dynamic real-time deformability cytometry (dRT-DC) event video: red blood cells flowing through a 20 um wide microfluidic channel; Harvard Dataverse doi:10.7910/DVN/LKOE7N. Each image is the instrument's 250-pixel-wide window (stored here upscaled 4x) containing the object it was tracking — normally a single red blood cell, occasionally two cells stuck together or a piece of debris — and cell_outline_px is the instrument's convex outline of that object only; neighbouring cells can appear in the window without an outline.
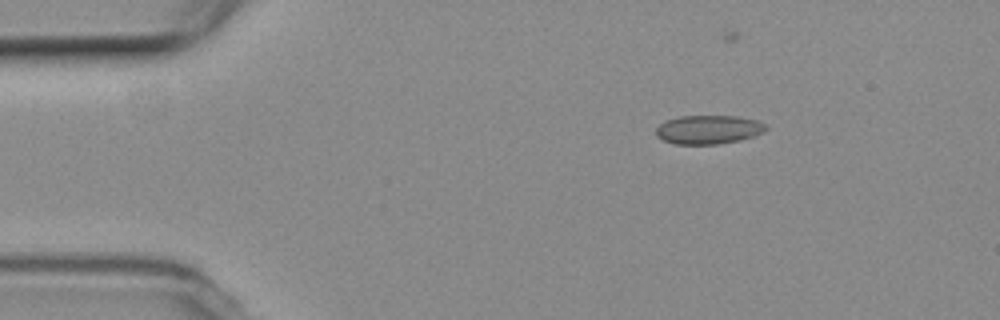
{"species": "common noctule bat (a hibernating species)", "species_latin": "Nyctalus noctula", "temperature_condition": "room temperature", "stored_images_in_passage": 4, "segment_of_instrument_passage": [2, 2], "camera_frame_rate_fps": 3000, "um_per_image_px": 0.085, "animal": {"sex": "female", "body_mass_g": 19.3, "forearm_length_mm": 54.1}, "frame": {"image": 1, "passage_image": 4, "time_ms": 4.667, "image_size_px": [1000, 320], "cell_outline_px": [[768, 128], [764, 132], [756, 136], [740, 140], [716, 144], [676, 144], [664, 140], [656, 136], [656, 128], [660, 124], [668, 120], [680, 116], [736, 116], [756, 120], [764, 124]], "centroid_in_image_um": [60.24, 11.02], "position_along_channel_um": 24.8, "area_um2": 18.38}}